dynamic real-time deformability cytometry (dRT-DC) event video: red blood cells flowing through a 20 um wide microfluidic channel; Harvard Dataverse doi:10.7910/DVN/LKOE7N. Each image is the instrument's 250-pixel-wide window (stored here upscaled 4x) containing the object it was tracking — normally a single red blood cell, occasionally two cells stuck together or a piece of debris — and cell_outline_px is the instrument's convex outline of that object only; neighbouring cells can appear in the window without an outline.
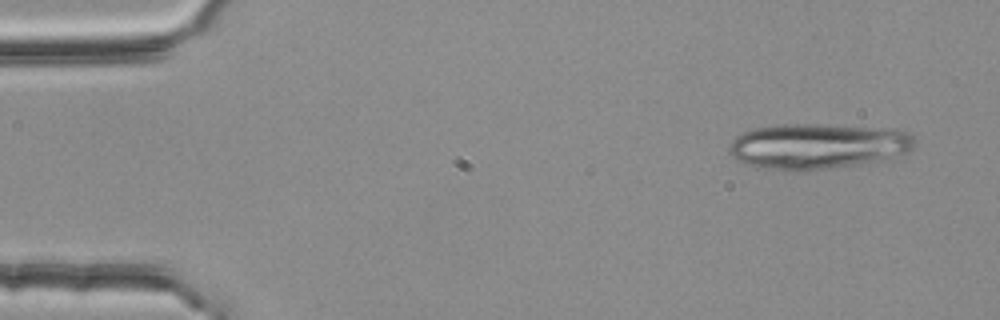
{"species": "common noctule bat (a hibernating species)", "species_latin": "Nyctalus noctula", "temperature_condition": "room temperature", "stored_images_in_passage": 19, "camera_frame_rate_fps": 3000, "um_per_image_px": 0.085, "animal": {"sex": "female", "body_mass_g": 25.1}, "frame": {"image": 1, "passage_image": 4, "time_ms": 1.0, "image_size_px": [1000, 320], "cell_outline_px": [[916, 144], [912, 148], [884, 164], [828, 168], [768, 168], [744, 164], [736, 160], [728, 152], [728, 148], [732, 140], [736, 136], [744, 132], [756, 128], [780, 124], [816, 124], [888, 128], [908, 132], [916, 140]], "centroid_in_image_um": [69.61, 12.42], "position_along_channel_um": 15.4, "area_um2": 49.48}}